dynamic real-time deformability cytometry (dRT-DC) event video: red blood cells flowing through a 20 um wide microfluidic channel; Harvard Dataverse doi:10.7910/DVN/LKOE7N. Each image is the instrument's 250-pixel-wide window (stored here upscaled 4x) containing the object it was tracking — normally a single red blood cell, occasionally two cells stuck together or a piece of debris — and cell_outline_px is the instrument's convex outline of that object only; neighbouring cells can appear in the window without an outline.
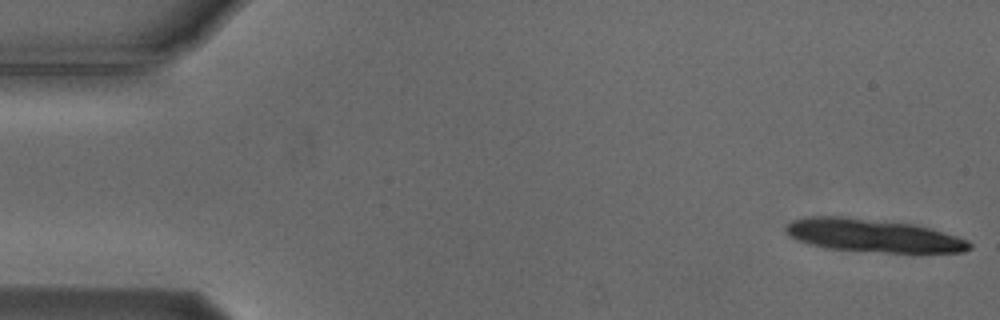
{"species": "Egyptian fruit bat (a non-hibernating species)", "species_latin": "Rousettus aegyptiacus", "temperature_condition": "cold", "stored_images_in_passage": 12, "camera_frame_rate_fps": 3000, "um_per_image_px": 0.085, "animal": {"sex": "male"}, "frame": {"image": 1, "passage_image": 1, "time_ms": 0.0, "image_size_px": [1000, 320], "cell_outline_px": [[972, 248], [964, 252], [884, 252], [824, 248], [808, 244], [796, 240], [788, 236], [784, 228], [792, 220], [812, 216], [840, 216], [916, 224], [956, 236], [968, 240], [972, 244]], "centroid_in_image_um": [74.18, 20.02], "position_along_channel_um": 10.8, "area_um2": 35.32}}